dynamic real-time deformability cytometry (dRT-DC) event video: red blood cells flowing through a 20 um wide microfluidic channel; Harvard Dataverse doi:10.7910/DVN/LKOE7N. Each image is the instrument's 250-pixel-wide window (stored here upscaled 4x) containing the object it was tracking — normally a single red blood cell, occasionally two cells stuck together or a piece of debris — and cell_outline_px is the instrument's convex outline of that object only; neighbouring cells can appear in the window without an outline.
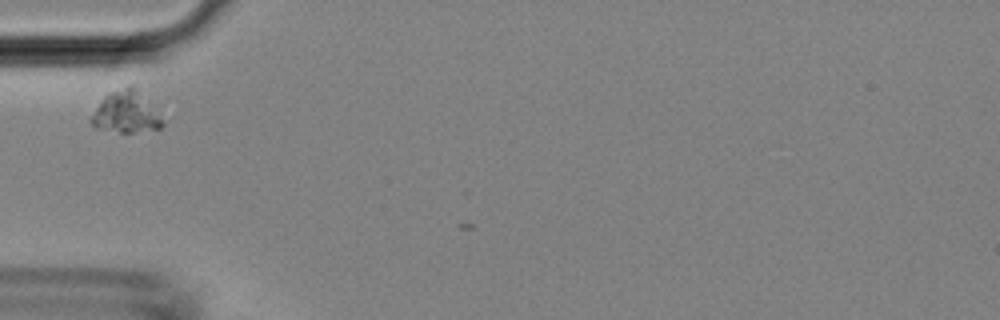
{"species": "Egyptian fruit bat (a non-hibernating species)", "species_latin": "Rousettus aegyptiacus", "temperature_condition": "room temperature", "stored_images_in_passage": 7, "camera_frame_rate_fps": 3000, "um_per_image_px": 0.085, "animal": {"sex": "female"}, "frame": {"image": 1, "passage_image": 1, "time_ms": 0.0, "image_size_px": [1000, 320], "cell_outline_px": [[164, 124], [160, 128], [136, 132], [120, 132], [96, 128], [88, 120], [104, 96], [108, 92], [128, 84], [132, 84], [136, 88]], "centroid_in_image_um": [10.63, 9.52], "position_along_channel_um": 74.4, "area_um2": 16.88}}
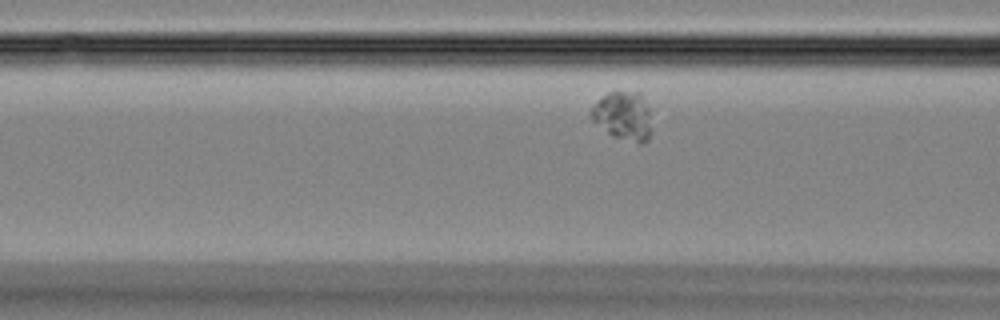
{"frame": {"image": 2, "passage_image": 4, "time_ms": 1.0, "image_size_px": [1000, 320], "cell_outline_px": [[648, 140], [644, 144], [640, 144], [612, 136], [592, 120], [588, 116], [588, 112], [608, 92], [640, 92], [648, 108]], "centroid_in_image_um": [52.93, 9.86], "position_along_channel_um": 113.7, "area_um2": 16.7}}